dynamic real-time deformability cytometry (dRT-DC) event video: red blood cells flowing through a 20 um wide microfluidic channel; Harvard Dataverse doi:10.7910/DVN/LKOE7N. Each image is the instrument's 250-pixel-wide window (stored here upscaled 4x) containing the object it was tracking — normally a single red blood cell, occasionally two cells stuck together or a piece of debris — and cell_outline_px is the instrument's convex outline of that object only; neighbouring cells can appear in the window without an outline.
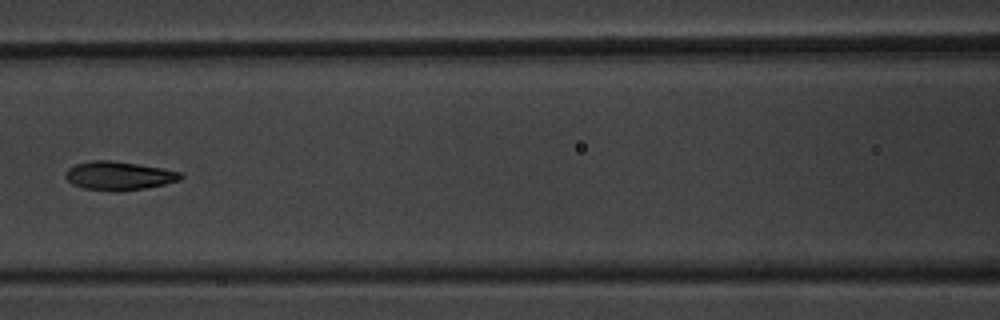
{"species": "common noctule bat (a hibernating species)", "species_latin": "Nyctalus noctula", "temperature_condition": "warm", "stored_images_in_passage": 6, "camera_frame_rate_fps": 3000, "um_per_image_px": 0.085, "animal": {"sex": "male", "body_mass_g": 20.1, "forearm_length_mm": 53.5}, "frame": {"image": 1, "passage_image": 6, "time_ms": 6.667, "image_size_px": [1000, 320], "cell_outline_px": [[184, 176], [180, 180], [164, 184], [144, 188], [116, 192], [84, 188], [72, 184], [64, 176], [64, 172], [68, 168], [76, 164], [92, 160], [112, 160], [184, 172]], "centroid_in_image_um": [10.09, 14.94], "position_along_channel_um": 156.5, "area_um2": 19.25}}